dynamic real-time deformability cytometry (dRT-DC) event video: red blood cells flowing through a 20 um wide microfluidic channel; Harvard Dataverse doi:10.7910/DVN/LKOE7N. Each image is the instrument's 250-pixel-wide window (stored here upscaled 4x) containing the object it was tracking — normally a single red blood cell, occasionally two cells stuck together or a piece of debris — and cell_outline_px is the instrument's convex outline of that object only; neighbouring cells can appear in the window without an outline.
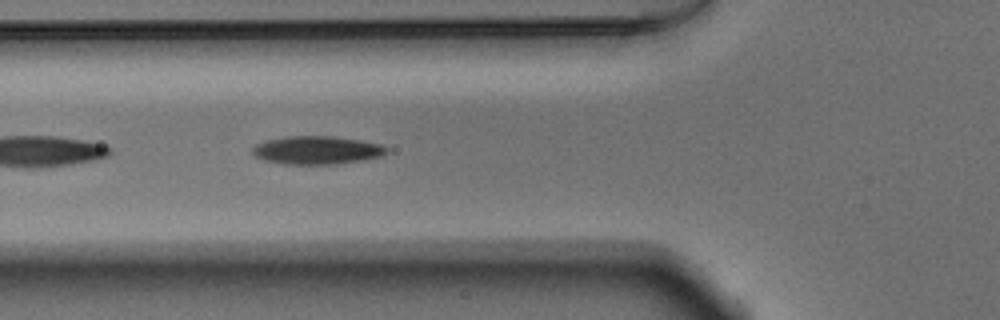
{"species": "Egyptian fruit bat (a non-hibernating species)", "species_latin": "Rousettus aegyptiacus", "temperature_condition": "warm", "stored_images_in_passage": 11, "camera_frame_rate_fps": 3000, "um_per_image_px": 0.085, "animal": {"sex": "male"}, "frame": {"image": 1, "passage_image": 4, "time_ms": 1.0, "image_size_px": [1000, 320], "cell_outline_px": [[388, 152], [380, 156], [364, 160], [336, 164], [284, 164], [264, 160], [252, 156], [252, 148], [256, 144], [264, 140], [288, 136], [332, 136], [360, 140], [384, 144], [388, 148]], "centroid_in_image_um": [26.93, 12.76], "position_along_channel_um": 98.9, "area_um2": 22.31}}
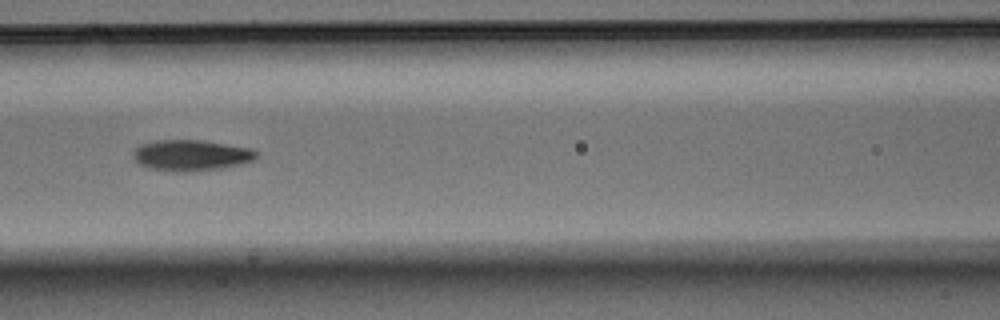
{"frame": {"image": 2, "passage_image": 8, "time_ms": 2.333, "image_size_px": [1000, 320], "cell_outline_px": [[260, 156], [244, 164], [220, 168], [188, 172], [176, 172], [148, 168], [140, 164], [136, 160], [136, 148], [140, 144], [156, 140], [204, 140], [252, 148]], "centroid_in_image_um": [16.31, 13.2], "position_along_channel_um": 150.3, "area_um2": 22.25}}